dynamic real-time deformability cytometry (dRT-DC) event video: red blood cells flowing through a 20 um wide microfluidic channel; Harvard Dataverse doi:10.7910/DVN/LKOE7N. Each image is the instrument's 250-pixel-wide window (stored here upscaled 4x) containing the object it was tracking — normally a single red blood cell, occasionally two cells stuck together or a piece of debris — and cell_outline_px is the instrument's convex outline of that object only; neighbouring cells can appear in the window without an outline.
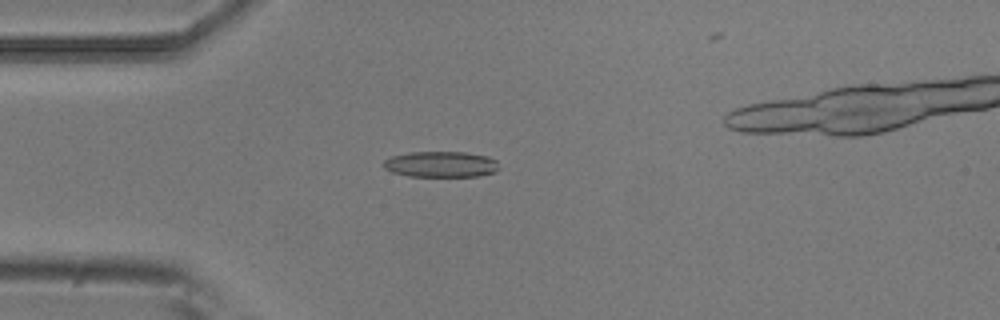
{"species": "common noctule bat (a hibernating species)", "species_latin": "Nyctalus noctula", "temperature_condition": "room temperature", "stored_images_in_passage": 2, "camera_frame_rate_fps": 3000, "um_per_image_px": 0.085, "animal": {"sex": "male", "body_mass_g": 20.5, "forearm_length_mm": 52.5}, "frame": {"image": 1, "passage_image": 1, "time_ms": 0.0, "image_size_px": [1000, 320], "cell_outline_px": [[500, 168], [496, 172], [480, 176], [408, 176], [392, 172], [384, 168], [384, 160], [392, 156], [408, 152], [468, 152], [488, 156], [496, 160]], "centroid_in_image_um": [37.52, 13.96], "position_along_channel_um": 47.5, "area_um2": 17.57}}